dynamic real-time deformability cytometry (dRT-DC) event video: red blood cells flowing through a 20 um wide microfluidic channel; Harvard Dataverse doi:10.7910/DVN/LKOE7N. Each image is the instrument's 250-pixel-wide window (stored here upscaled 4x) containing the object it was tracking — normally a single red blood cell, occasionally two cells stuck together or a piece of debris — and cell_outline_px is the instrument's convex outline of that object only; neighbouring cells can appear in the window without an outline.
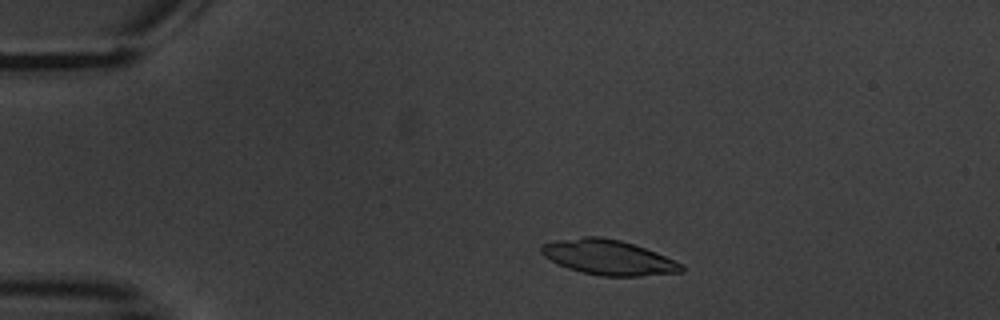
{"species": "common noctule bat (a hibernating species)", "species_latin": "Nyctalus noctula", "temperature_condition": "warm", "stored_images_in_passage": 6, "camera_frame_rate_fps": 3000, "um_per_image_px": 0.085, "animal": {"sex": "male", "body_mass_g": 20.1, "forearm_length_mm": 53.5}, "frame": {"image": 1, "passage_image": 2, "time_ms": 1.333, "image_size_px": [1000, 320], "cell_outline_px": [[684, 272], [640, 276], [600, 276], [580, 272], [568, 268], [544, 256], [540, 252], [540, 244], [556, 240], [584, 236], [600, 236], [620, 240], [656, 252], [684, 264]], "centroid_in_image_um": [51.72, 21.87], "position_along_channel_um": 33.3, "area_um2": 28.67}}